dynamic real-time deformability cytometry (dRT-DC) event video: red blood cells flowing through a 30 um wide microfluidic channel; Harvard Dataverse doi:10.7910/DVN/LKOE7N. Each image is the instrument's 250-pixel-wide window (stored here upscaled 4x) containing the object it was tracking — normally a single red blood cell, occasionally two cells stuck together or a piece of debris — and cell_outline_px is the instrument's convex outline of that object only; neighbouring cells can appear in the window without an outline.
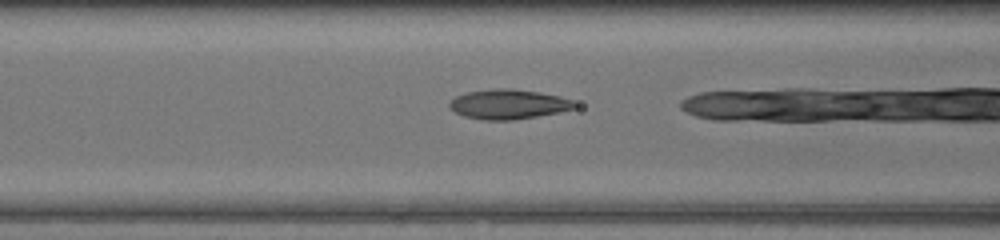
{"species": "common noctule bat (a hibernating species)", "species_latin": "Nyctalus noctula", "temperature_condition": "warm", "stored_images_in_passage": 18, "camera_frame_rate_fps": 3000, "um_per_image_px": 0.085, "animal": {"sex": "female", "body_mass_g": 17.0, "forearm_length_mm": 48.0}, "frame": {"image": 1, "passage_image": 8, "time_ms": 2.333, "image_size_px": [1000, 240], "cell_outline_px": [[580, 104], [576, 108], [560, 112], [512, 120], [484, 120], [464, 116], [448, 108], [448, 104], [456, 96], [468, 92], [492, 88], [512, 88], [540, 92], [560, 96], [572, 100]], "centroid_in_image_um": [43.25, 8.85], "position_along_channel_um": 123.4, "area_um2": 21.85}}
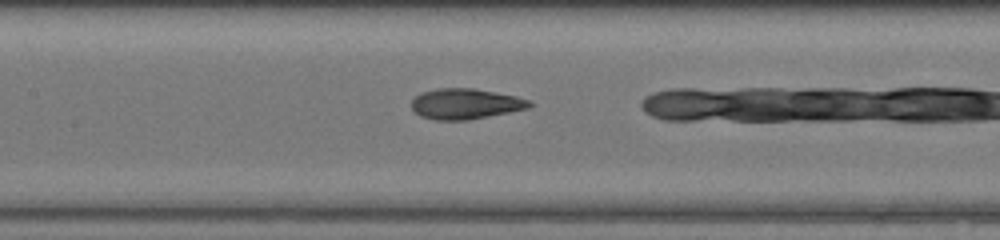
{"frame": {"image": 2, "passage_image": 11, "time_ms": 3.333, "image_size_px": [1000, 240], "cell_outline_px": [[532, 104], [528, 108], [468, 120], [436, 120], [420, 116], [412, 108], [412, 100], [420, 92], [436, 88], [472, 88], [516, 96], [528, 100]], "centroid_in_image_um": [39.52, 8.82], "position_along_channel_um": 167.9, "area_um2": 20.81}}
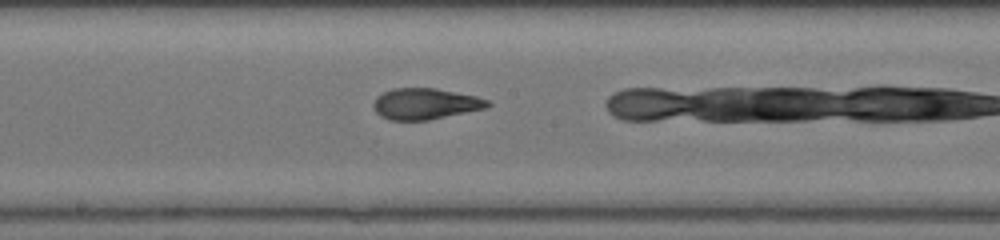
{"frame": {"image": 3, "passage_image": 14, "time_ms": 4.333, "image_size_px": [1000, 240], "cell_outline_px": [[492, 104], [484, 108], [428, 120], [388, 120], [380, 116], [376, 112], [372, 104], [376, 96], [392, 88], [436, 88], [476, 96], [488, 100]], "centroid_in_image_um": [36.1, 8.82], "position_along_channel_um": 212.1, "area_um2": 20.63}}